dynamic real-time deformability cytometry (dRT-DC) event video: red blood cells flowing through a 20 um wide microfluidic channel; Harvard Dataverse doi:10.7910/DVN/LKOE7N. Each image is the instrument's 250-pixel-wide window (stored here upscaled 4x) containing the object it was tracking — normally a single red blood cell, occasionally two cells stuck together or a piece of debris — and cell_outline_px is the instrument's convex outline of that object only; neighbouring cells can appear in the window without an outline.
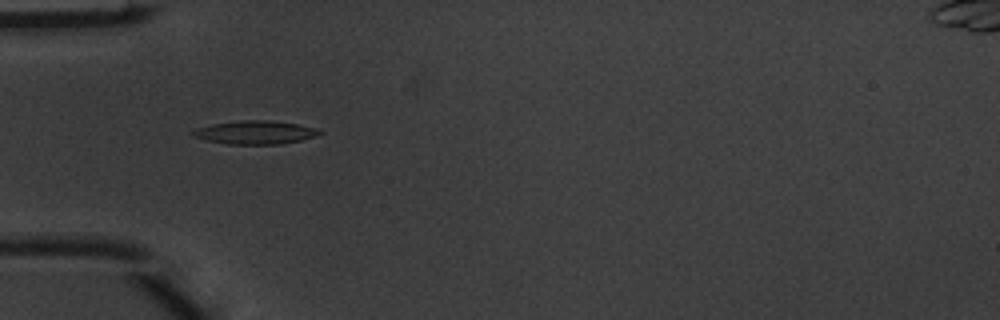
{"species": "common noctule bat (a hibernating species)", "species_latin": "Nyctalus noctula", "temperature_condition": "warm", "stored_images_in_passage": 4, "camera_frame_rate_fps": 3000, "um_per_image_px": 0.085, "animal": {"sex": "male", "body_mass_g": 20.1, "forearm_length_mm": 53.5}, "frame": {"image": 1, "passage_image": 3, "time_ms": 0.667, "image_size_px": [1000, 320], "cell_outline_px": [[324, 132], [316, 136], [300, 140], [280, 144], [228, 144], [208, 140], [192, 136], [192, 132], [196, 128], [212, 124], [240, 120], [268, 120], [296, 124], [316, 128]], "centroid_in_image_um": [21.7, 11.25], "position_along_channel_um": 63.3, "area_um2": 17.11}}